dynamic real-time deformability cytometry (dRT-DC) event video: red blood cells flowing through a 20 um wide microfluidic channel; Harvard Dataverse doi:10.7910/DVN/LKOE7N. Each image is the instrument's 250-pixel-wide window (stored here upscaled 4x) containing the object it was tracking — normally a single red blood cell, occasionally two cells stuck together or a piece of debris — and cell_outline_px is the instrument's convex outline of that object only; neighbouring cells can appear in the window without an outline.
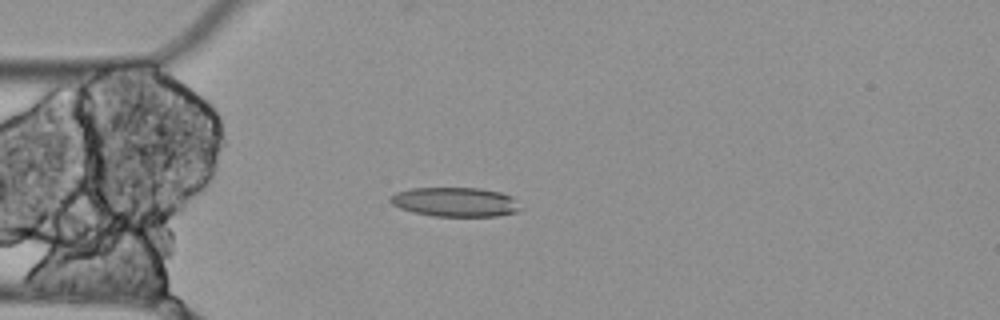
{"species": "Egyptian fruit bat (a non-hibernating species)", "species_latin": "Rousettus aegyptiacus", "temperature_condition": "cold", "stored_images_in_passage": 5, "camera_frame_rate_fps": 3000, "um_per_image_px": 0.085, "animal": {"sex": "female"}, "frame": {"image": 1, "passage_image": 5, "time_ms": 1.333, "image_size_px": [1000, 320], "cell_outline_px": [[524, 208], [516, 212], [500, 216], [432, 216], [412, 212], [400, 208], [392, 204], [388, 200], [388, 196], [396, 192], [412, 188], [480, 188], [500, 192], [512, 196]], "centroid_in_image_um": [38.7, 17.17], "position_along_channel_um": 46.3, "area_um2": 22.54}}